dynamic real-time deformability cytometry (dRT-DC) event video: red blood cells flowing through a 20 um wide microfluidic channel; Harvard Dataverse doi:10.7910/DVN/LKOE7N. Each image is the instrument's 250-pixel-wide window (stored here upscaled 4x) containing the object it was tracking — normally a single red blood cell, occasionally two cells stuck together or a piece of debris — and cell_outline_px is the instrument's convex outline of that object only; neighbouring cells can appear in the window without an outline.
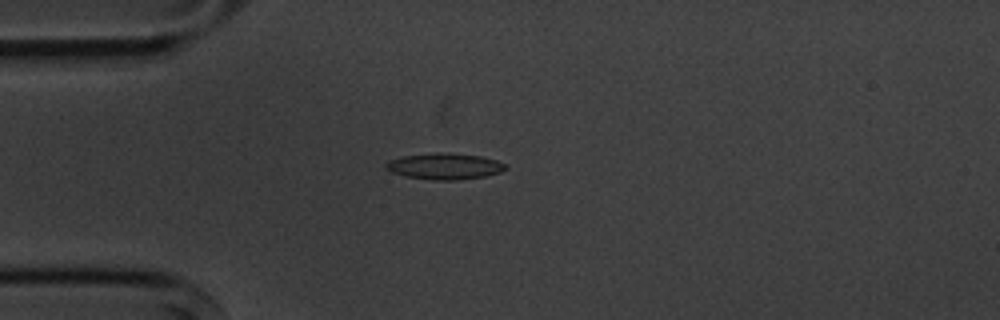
{"species": "common noctule bat (a hibernating species)", "species_latin": "Nyctalus noctula", "temperature_condition": "cold", "stored_images_in_passage": 4, "camera_frame_rate_fps": 3000, "um_per_image_px": 0.085, "animal": {"sex": "male", "body_mass_g": 20.1, "forearm_length_mm": 53.5}, "frame": {"image": 1, "passage_image": 1, "time_ms": 0.0, "image_size_px": [1000, 320], "cell_outline_px": [[504, 168], [500, 172], [484, 176], [452, 180], [432, 180], [404, 176], [392, 172], [384, 168], [384, 164], [388, 160], [404, 156], [480, 156], [496, 160], [504, 164]], "centroid_in_image_um": [37.72, 14.2], "position_along_channel_um": 47.3, "area_um2": 16.88}}
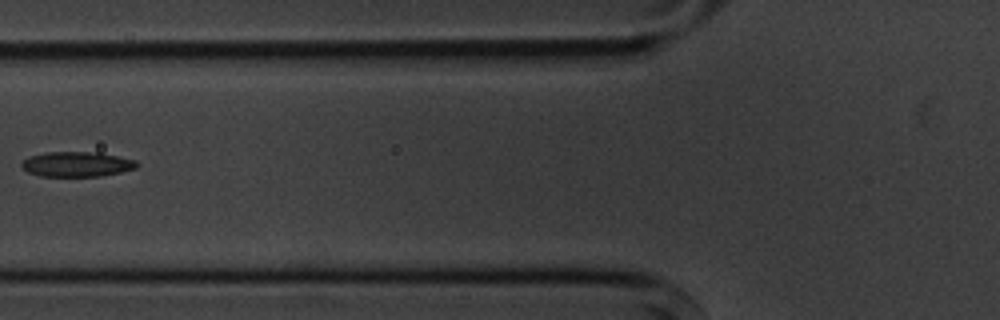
{"frame": {"image": 2, "passage_image": 3, "time_ms": 2.333, "image_size_px": [1000, 320], "cell_outline_px": [[140, 164], [136, 168], [120, 172], [100, 176], [40, 176], [28, 172], [20, 168], [20, 164], [28, 156], [48, 152], [96, 152], [136, 160]], "centroid_in_image_um": [6.5, 13.96], "position_along_channel_um": 119.3, "area_um2": 16.82}}
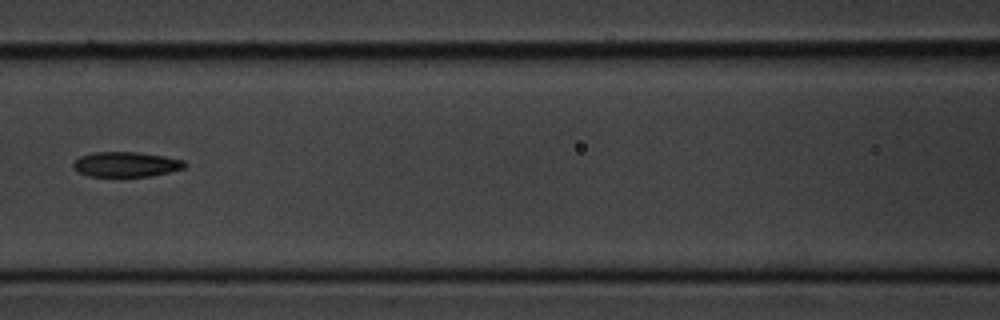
{"frame": {"image": 3, "passage_image": 4, "time_ms": 3.333, "image_size_px": [1000, 320], "cell_outline_px": [[188, 164], [184, 168], [152, 176], [88, 176], [76, 172], [72, 164], [80, 156], [96, 152], [136, 152], [164, 156], [184, 160]], "centroid_in_image_um": [10.71, 13.97], "position_along_channel_um": 155.9, "area_um2": 16.24}}